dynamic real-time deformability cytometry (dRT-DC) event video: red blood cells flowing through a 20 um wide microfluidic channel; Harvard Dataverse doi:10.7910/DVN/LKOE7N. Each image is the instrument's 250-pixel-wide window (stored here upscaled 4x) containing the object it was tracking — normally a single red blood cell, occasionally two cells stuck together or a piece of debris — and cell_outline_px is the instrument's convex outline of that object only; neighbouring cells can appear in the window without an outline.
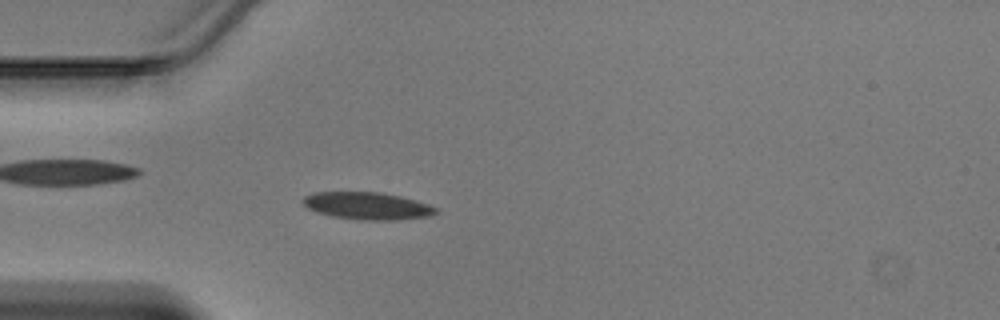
{"species": "Egyptian fruit bat (a non-hibernating species)", "species_latin": "Rousettus aegyptiacus", "temperature_condition": "warm", "stored_images_in_passage": 46, "camera_frame_rate_fps": 3000, "um_per_image_px": 0.085, "animal": {"sex": "male"}, "frame": {"image": 1, "passage_image": 13, "time_ms": 4.0, "image_size_px": [1000, 320], "cell_outline_px": [[440, 212], [432, 216], [400, 220], [368, 220], [332, 216], [316, 212], [308, 208], [300, 200], [304, 196], [312, 192], [380, 192], [400, 196], [428, 204], [436, 208]], "centroid_in_image_um": [31.23, 17.5], "position_along_channel_um": 53.8, "area_um2": 21.27}}
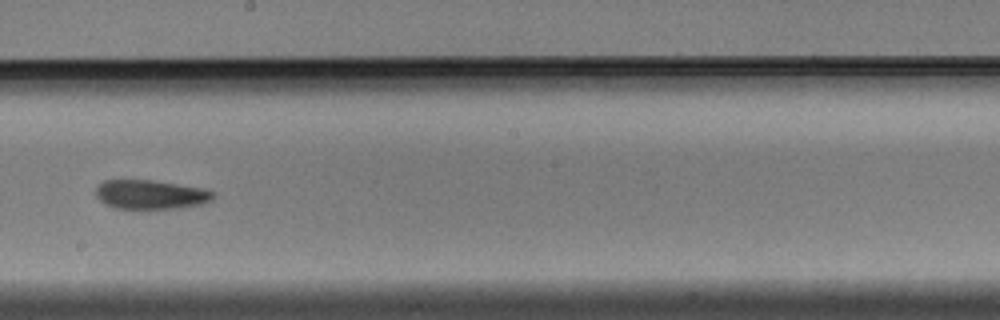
{"frame": {"image": 2, "passage_image": 26, "time_ms": 8.333, "image_size_px": [1000, 320], "cell_outline_px": [[216, 196], [212, 200], [200, 204], [176, 208], [116, 208], [104, 204], [96, 196], [96, 188], [104, 180], [152, 180], [200, 188], [216, 192]], "centroid_in_image_um": [12.8, 16.53], "position_along_channel_um": 235.4, "area_um2": 19.71}}
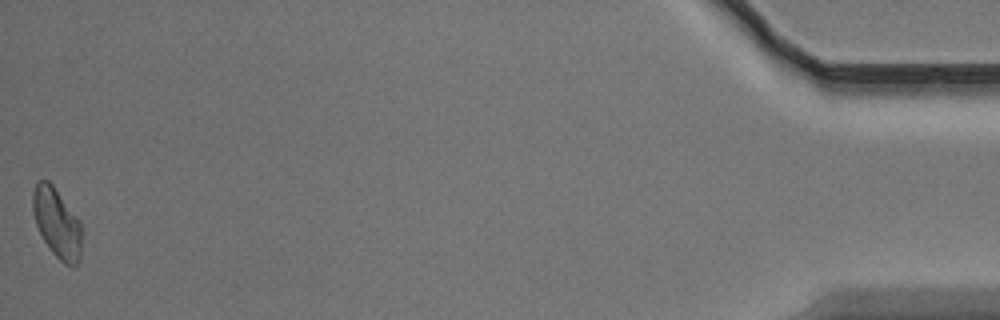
{"frame": {"image": 3, "passage_image": 46, "time_ms": 15.0, "image_size_px": [1000, 320], "cell_outline_px": [[80, 260], [76, 268], [72, 268], [64, 264], [52, 252], [44, 240], [36, 224], [32, 212], [32, 192], [36, 180], [48, 180], [52, 184], [80, 220]], "centroid_in_image_um": [4.82, 18.95], "position_along_channel_um": 430.4, "area_um2": 19.94}}